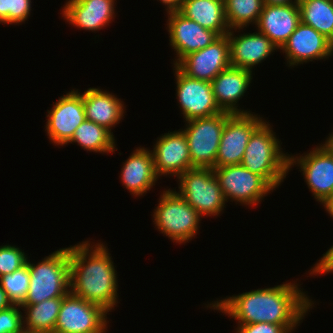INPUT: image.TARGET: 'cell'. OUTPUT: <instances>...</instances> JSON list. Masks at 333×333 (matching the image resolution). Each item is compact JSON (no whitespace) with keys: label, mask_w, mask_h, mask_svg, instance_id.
Masks as SVG:
<instances>
[{"label":"cell","mask_w":333,"mask_h":333,"mask_svg":"<svg viewBox=\"0 0 333 333\" xmlns=\"http://www.w3.org/2000/svg\"><path fill=\"white\" fill-rule=\"evenodd\" d=\"M297 280L258 288L238 295L226 296L205 304L237 321V325L253 323L301 324L315 307Z\"/></svg>","instance_id":"1"},{"label":"cell","mask_w":333,"mask_h":333,"mask_svg":"<svg viewBox=\"0 0 333 333\" xmlns=\"http://www.w3.org/2000/svg\"><path fill=\"white\" fill-rule=\"evenodd\" d=\"M96 243V244H95ZM70 292L111 312L119 303L118 277L109 248L83 240L69 247Z\"/></svg>","instance_id":"2"},{"label":"cell","mask_w":333,"mask_h":333,"mask_svg":"<svg viewBox=\"0 0 333 333\" xmlns=\"http://www.w3.org/2000/svg\"><path fill=\"white\" fill-rule=\"evenodd\" d=\"M270 122L264 121L251 135L241 165L261 176L274 190L290 172L288 152H283Z\"/></svg>","instance_id":"3"},{"label":"cell","mask_w":333,"mask_h":333,"mask_svg":"<svg viewBox=\"0 0 333 333\" xmlns=\"http://www.w3.org/2000/svg\"><path fill=\"white\" fill-rule=\"evenodd\" d=\"M30 273L28 294L20 305H33L70 292L69 247L59 248L38 263L27 260Z\"/></svg>","instance_id":"4"},{"label":"cell","mask_w":333,"mask_h":333,"mask_svg":"<svg viewBox=\"0 0 333 333\" xmlns=\"http://www.w3.org/2000/svg\"><path fill=\"white\" fill-rule=\"evenodd\" d=\"M153 211L155 229L176 244L189 243L196 237L203 216L197 212L175 189H164Z\"/></svg>","instance_id":"5"},{"label":"cell","mask_w":333,"mask_h":333,"mask_svg":"<svg viewBox=\"0 0 333 333\" xmlns=\"http://www.w3.org/2000/svg\"><path fill=\"white\" fill-rule=\"evenodd\" d=\"M177 179V193L203 217H219L224 212L227 202L213 168L194 167Z\"/></svg>","instance_id":"6"},{"label":"cell","mask_w":333,"mask_h":333,"mask_svg":"<svg viewBox=\"0 0 333 333\" xmlns=\"http://www.w3.org/2000/svg\"><path fill=\"white\" fill-rule=\"evenodd\" d=\"M227 121V112L186 121L181 129L187 139L193 167L215 168L221 134Z\"/></svg>","instance_id":"7"},{"label":"cell","mask_w":333,"mask_h":333,"mask_svg":"<svg viewBox=\"0 0 333 333\" xmlns=\"http://www.w3.org/2000/svg\"><path fill=\"white\" fill-rule=\"evenodd\" d=\"M213 172L227 203L234 201L246 207L257 206L274 191L261 176L241 164L215 167Z\"/></svg>","instance_id":"8"},{"label":"cell","mask_w":333,"mask_h":333,"mask_svg":"<svg viewBox=\"0 0 333 333\" xmlns=\"http://www.w3.org/2000/svg\"><path fill=\"white\" fill-rule=\"evenodd\" d=\"M107 314L100 305L69 292L63 297L54 333H106Z\"/></svg>","instance_id":"9"},{"label":"cell","mask_w":333,"mask_h":333,"mask_svg":"<svg viewBox=\"0 0 333 333\" xmlns=\"http://www.w3.org/2000/svg\"><path fill=\"white\" fill-rule=\"evenodd\" d=\"M309 153L289 155V170L299 167L308 189L320 204L333 192V152L321 143Z\"/></svg>","instance_id":"10"},{"label":"cell","mask_w":333,"mask_h":333,"mask_svg":"<svg viewBox=\"0 0 333 333\" xmlns=\"http://www.w3.org/2000/svg\"><path fill=\"white\" fill-rule=\"evenodd\" d=\"M265 121L251 113H229L221 134L215 167L240 165L252 133Z\"/></svg>","instance_id":"11"},{"label":"cell","mask_w":333,"mask_h":333,"mask_svg":"<svg viewBox=\"0 0 333 333\" xmlns=\"http://www.w3.org/2000/svg\"><path fill=\"white\" fill-rule=\"evenodd\" d=\"M173 72L176 80V99L184 122L223 112L215 101L211 82L189 77L176 65Z\"/></svg>","instance_id":"12"},{"label":"cell","mask_w":333,"mask_h":333,"mask_svg":"<svg viewBox=\"0 0 333 333\" xmlns=\"http://www.w3.org/2000/svg\"><path fill=\"white\" fill-rule=\"evenodd\" d=\"M52 105L47 110L45 132L53 145L63 147L86 119L82 93L74 88L60 96Z\"/></svg>","instance_id":"13"},{"label":"cell","mask_w":333,"mask_h":333,"mask_svg":"<svg viewBox=\"0 0 333 333\" xmlns=\"http://www.w3.org/2000/svg\"><path fill=\"white\" fill-rule=\"evenodd\" d=\"M166 14L169 44L176 55L172 66L186 55L204 49L220 37L216 32L205 29L197 22L186 18L179 11Z\"/></svg>","instance_id":"14"},{"label":"cell","mask_w":333,"mask_h":333,"mask_svg":"<svg viewBox=\"0 0 333 333\" xmlns=\"http://www.w3.org/2000/svg\"><path fill=\"white\" fill-rule=\"evenodd\" d=\"M285 53L286 66L295 67L333 56V43L313 27L300 23L279 49Z\"/></svg>","instance_id":"15"},{"label":"cell","mask_w":333,"mask_h":333,"mask_svg":"<svg viewBox=\"0 0 333 333\" xmlns=\"http://www.w3.org/2000/svg\"><path fill=\"white\" fill-rule=\"evenodd\" d=\"M176 66L189 77L211 82L231 66L228 36H220L204 49L186 55Z\"/></svg>","instance_id":"16"},{"label":"cell","mask_w":333,"mask_h":333,"mask_svg":"<svg viewBox=\"0 0 333 333\" xmlns=\"http://www.w3.org/2000/svg\"><path fill=\"white\" fill-rule=\"evenodd\" d=\"M155 171L160 177H179L194 168L191 163L188 142L181 129L168 131L157 137L151 150Z\"/></svg>","instance_id":"17"},{"label":"cell","mask_w":333,"mask_h":333,"mask_svg":"<svg viewBox=\"0 0 333 333\" xmlns=\"http://www.w3.org/2000/svg\"><path fill=\"white\" fill-rule=\"evenodd\" d=\"M241 28L231 29L228 33L230 65L247 69L252 72L256 65H260L279 48L258 30L253 33H240ZM235 32V33H234Z\"/></svg>","instance_id":"18"},{"label":"cell","mask_w":333,"mask_h":333,"mask_svg":"<svg viewBox=\"0 0 333 333\" xmlns=\"http://www.w3.org/2000/svg\"><path fill=\"white\" fill-rule=\"evenodd\" d=\"M116 0H66L61 7L64 20L85 31L96 33L116 17Z\"/></svg>","instance_id":"19"},{"label":"cell","mask_w":333,"mask_h":333,"mask_svg":"<svg viewBox=\"0 0 333 333\" xmlns=\"http://www.w3.org/2000/svg\"><path fill=\"white\" fill-rule=\"evenodd\" d=\"M253 74L250 70L230 66L211 81L215 101L222 111L232 114L252 112L241 109L238 102L250 87Z\"/></svg>","instance_id":"20"},{"label":"cell","mask_w":333,"mask_h":333,"mask_svg":"<svg viewBox=\"0 0 333 333\" xmlns=\"http://www.w3.org/2000/svg\"><path fill=\"white\" fill-rule=\"evenodd\" d=\"M122 163L119 176L121 183L135 198L145 196L159 180L152 152L147 147H136L127 160Z\"/></svg>","instance_id":"21"},{"label":"cell","mask_w":333,"mask_h":333,"mask_svg":"<svg viewBox=\"0 0 333 333\" xmlns=\"http://www.w3.org/2000/svg\"><path fill=\"white\" fill-rule=\"evenodd\" d=\"M300 23L298 4H264L254 28L266 35L280 49Z\"/></svg>","instance_id":"22"},{"label":"cell","mask_w":333,"mask_h":333,"mask_svg":"<svg viewBox=\"0 0 333 333\" xmlns=\"http://www.w3.org/2000/svg\"><path fill=\"white\" fill-rule=\"evenodd\" d=\"M82 98L87 120L104 126L111 132L113 127L124 120V101L109 90L90 87L82 93Z\"/></svg>","instance_id":"23"},{"label":"cell","mask_w":333,"mask_h":333,"mask_svg":"<svg viewBox=\"0 0 333 333\" xmlns=\"http://www.w3.org/2000/svg\"><path fill=\"white\" fill-rule=\"evenodd\" d=\"M179 12L219 36L227 35L230 31L225 17L224 0H184Z\"/></svg>","instance_id":"24"},{"label":"cell","mask_w":333,"mask_h":333,"mask_svg":"<svg viewBox=\"0 0 333 333\" xmlns=\"http://www.w3.org/2000/svg\"><path fill=\"white\" fill-rule=\"evenodd\" d=\"M115 141L116 139L113 132L104 126L85 119L75 129L74 135L67 144L76 143L87 152L109 154L118 150Z\"/></svg>","instance_id":"25"},{"label":"cell","mask_w":333,"mask_h":333,"mask_svg":"<svg viewBox=\"0 0 333 333\" xmlns=\"http://www.w3.org/2000/svg\"><path fill=\"white\" fill-rule=\"evenodd\" d=\"M62 301L63 297H56L33 305H21L24 330L54 333Z\"/></svg>","instance_id":"26"},{"label":"cell","mask_w":333,"mask_h":333,"mask_svg":"<svg viewBox=\"0 0 333 333\" xmlns=\"http://www.w3.org/2000/svg\"><path fill=\"white\" fill-rule=\"evenodd\" d=\"M301 23L313 27L333 43V0H299Z\"/></svg>","instance_id":"27"},{"label":"cell","mask_w":333,"mask_h":333,"mask_svg":"<svg viewBox=\"0 0 333 333\" xmlns=\"http://www.w3.org/2000/svg\"><path fill=\"white\" fill-rule=\"evenodd\" d=\"M264 3L263 0H224L225 17L231 29L247 28L258 23Z\"/></svg>","instance_id":"28"},{"label":"cell","mask_w":333,"mask_h":333,"mask_svg":"<svg viewBox=\"0 0 333 333\" xmlns=\"http://www.w3.org/2000/svg\"><path fill=\"white\" fill-rule=\"evenodd\" d=\"M30 273L27 264L13 273L0 277L1 288L13 304H21L28 294Z\"/></svg>","instance_id":"29"},{"label":"cell","mask_w":333,"mask_h":333,"mask_svg":"<svg viewBox=\"0 0 333 333\" xmlns=\"http://www.w3.org/2000/svg\"><path fill=\"white\" fill-rule=\"evenodd\" d=\"M32 0H0V24L22 25L31 15Z\"/></svg>","instance_id":"30"},{"label":"cell","mask_w":333,"mask_h":333,"mask_svg":"<svg viewBox=\"0 0 333 333\" xmlns=\"http://www.w3.org/2000/svg\"><path fill=\"white\" fill-rule=\"evenodd\" d=\"M27 253L16 245L0 246V277L13 273L25 266L28 260Z\"/></svg>","instance_id":"31"},{"label":"cell","mask_w":333,"mask_h":333,"mask_svg":"<svg viewBox=\"0 0 333 333\" xmlns=\"http://www.w3.org/2000/svg\"><path fill=\"white\" fill-rule=\"evenodd\" d=\"M22 308L13 304L0 311V333H20L23 328Z\"/></svg>","instance_id":"32"},{"label":"cell","mask_w":333,"mask_h":333,"mask_svg":"<svg viewBox=\"0 0 333 333\" xmlns=\"http://www.w3.org/2000/svg\"><path fill=\"white\" fill-rule=\"evenodd\" d=\"M300 324H272L266 322L238 325L235 333H292Z\"/></svg>","instance_id":"33"},{"label":"cell","mask_w":333,"mask_h":333,"mask_svg":"<svg viewBox=\"0 0 333 333\" xmlns=\"http://www.w3.org/2000/svg\"><path fill=\"white\" fill-rule=\"evenodd\" d=\"M333 273V245L324 253L309 270V276Z\"/></svg>","instance_id":"34"},{"label":"cell","mask_w":333,"mask_h":333,"mask_svg":"<svg viewBox=\"0 0 333 333\" xmlns=\"http://www.w3.org/2000/svg\"><path fill=\"white\" fill-rule=\"evenodd\" d=\"M157 1H160V3L165 5L164 6L166 9L165 11L167 13H170V12L180 11L184 0H157Z\"/></svg>","instance_id":"35"},{"label":"cell","mask_w":333,"mask_h":333,"mask_svg":"<svg viewBox=\"0 0 333 333\" xmlns=\"http://www.w3.org/2000/svg\"><path fill=\"white\" fill-rule=\"evenodd\" d=\"M11 305H13L12 301L0 285V311L9 308Z\"/></svg>","instance_id":"36"},{"label":"cell","mask_w":333,"mask_h":333,"mask_svg":"<svg viewBox=\"0 0 333 333\" xmlns=\"http://www.w3.org/2000/svg\"><path fill=\"white\" fill-rule=\"evenodd\" d=\"M328 215L333 219V192L321 204Z\"/></svg>","instance_id":"37"},{"label":"cell","mask_w":333,"mask_h":333,"mask_svg":"<svg viewBox=\"0 0 333 333\" xmlns=\"http://www.w3.org/2000/svg\"><path fill=\"white\" fill-rule=\"evenodd\" d=\"M263 3L267 5H289L298 4L299 0H263Z\"/></svg>","instance_id":"38"},{"label":"cell","mask_w":333,"mask_h":333,"mask_svg":"<svg viewBox=\"0 0 333 333\" xmlns=\"http://www.w3.org/2000/svg\"><path fill=\"white\" fill-rule=\"evenodd\" d=\"M329 136L326 137L325 142H323L332 152H333V131L331 134H328Z\"/></svg>","instance_id":"39"},{"label":"cell","mask_w":333,"mask_h":333,"mask_svg":"<svg viewBox=\"0 0 333 333\" xmlns=\"http://www.w3.org/2000/svg\"><path fill=\"white\" fill-rule=\"evenodd\" d=\"M20 333H34V332L26 331V330L23 329Z\"/></svg>","instance_id":"40"}]
</instances>
